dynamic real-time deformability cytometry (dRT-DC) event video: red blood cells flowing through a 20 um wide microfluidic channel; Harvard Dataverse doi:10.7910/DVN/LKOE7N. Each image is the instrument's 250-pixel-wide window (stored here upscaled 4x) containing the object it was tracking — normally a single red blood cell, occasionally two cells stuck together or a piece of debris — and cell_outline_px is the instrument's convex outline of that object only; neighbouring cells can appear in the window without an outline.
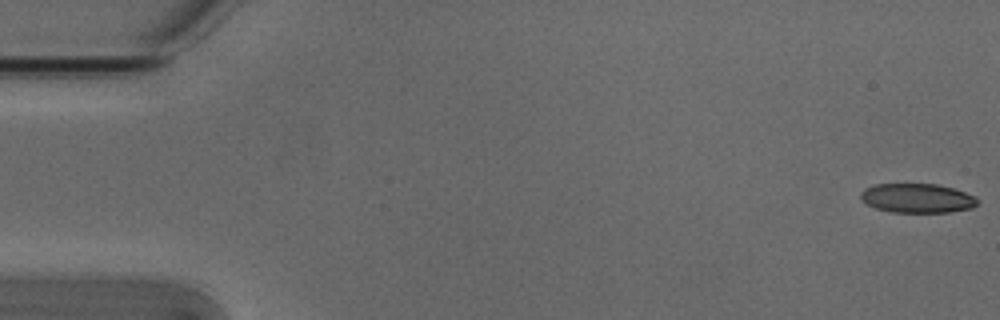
{"species": "Egyptian fruit bat (a non-hibernating species)", "species_latin": "Rousettus aegyptiacus", "temperature_condition": "cold", "stored_images_in_passage": 54, "camera_frame_rate_fps": 3000, "um_per_image_px": 0.085, "animal": {"sex": "male"}, "frame": {"image": 1, "passage_image": 1, "time_ms": 0.0, "image_size_px": [1000, 320], "cell_outline_px": [[980, 200], [972, 208], [948, 212], [892, 212], [876, 208], [860, 200], [860, 192], [864, 188], [872, 184], [936, 184], [952, 188], [976, 196]], "centroid_in_image_um": [77.94, 16.84], "position_along_channel_um": 7.1, "area_um2": 20.0}}
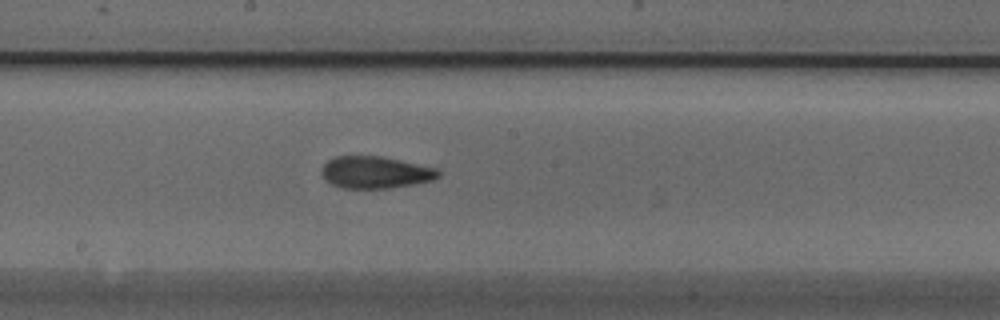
{"frame": {"image": 2, "passage_image": 29, "time_ms": 9.333, "image_size_px": [1000, 320], "cell_outline_px": [[440, 176], [432, 180], [412, 184], [388, 188], [340, 188], [332, 184], [320, 172], [324, 164], [328, 160], [336, 156], [380, 156], [436, 168], [440, 172]], "centroid_in_image_um": [31.89, 14.65], "position_along_channel_um": 216.3, "area_um2": 21.5}}
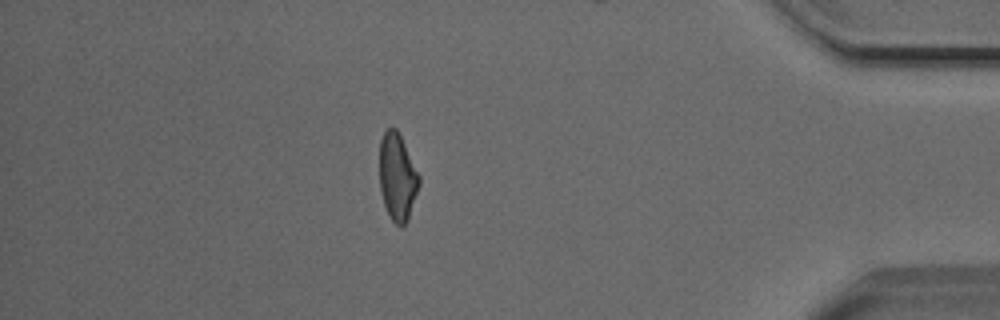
{"frame": {"image": 3, "passage_image": 47, "time_ms": 15.333, "image_size_px": [1000, 320], "cell_outline_px": [[420, 184], [408, 220], [400, 228], [392, 220], [384, 204], [380, 192], [380, 140], [384, 132], [388, 128], [396, 128], [420, 176]], "centroid_in_image_um": [33.78, 15.07], "position_along_channel_um": 401.4, "area_um2": 19.94}, "authors_computed_cell_mechanics": {"area_um2": 21.2415, "velocity_mm_per_s": 3.8129, "shape_relaxation_time_tau1_ms": 7.2254, "shape_relaxation_time_tau2_ms": 2.7192, "deformation_change_tau1": 0.1767, "deformation_change_tau2": 0.1048}}